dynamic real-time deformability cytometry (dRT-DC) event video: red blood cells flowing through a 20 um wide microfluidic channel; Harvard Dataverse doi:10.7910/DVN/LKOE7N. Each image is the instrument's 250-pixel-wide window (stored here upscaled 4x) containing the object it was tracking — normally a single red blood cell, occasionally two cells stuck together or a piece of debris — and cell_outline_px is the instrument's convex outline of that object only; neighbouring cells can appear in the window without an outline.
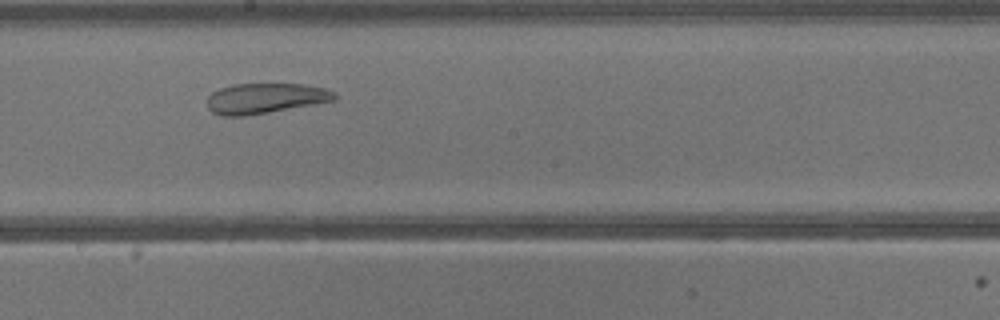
{"species": "common noctule bat (a hibernating species)", "species_latin": "Nyctalus noctula", "temperature_condition": "warm", "stored_images_in_passage": 31, "camera_frame_rate_fps": 3000, "um_per_image_px": 0.085, "animal": {"sex": "male", "body_mass_g": 13.3}, "frame": {"image": 1, "passage_image": 14, "time_ms": 4.333, "image_size_px": [1000, 320], "cell_outline_px": [[336, 100], [268, 112], [244, 116], [220, 116], [212, 112], [208, 108], [208, 96], [212, 92], [220, 88], [232, 84], [304, 84], [324, 88], [336, 92]], "centroid_in_image_um": [22.52, 8.35], "position_along_channel_um": 225.7, "area_um2": 22.43}}